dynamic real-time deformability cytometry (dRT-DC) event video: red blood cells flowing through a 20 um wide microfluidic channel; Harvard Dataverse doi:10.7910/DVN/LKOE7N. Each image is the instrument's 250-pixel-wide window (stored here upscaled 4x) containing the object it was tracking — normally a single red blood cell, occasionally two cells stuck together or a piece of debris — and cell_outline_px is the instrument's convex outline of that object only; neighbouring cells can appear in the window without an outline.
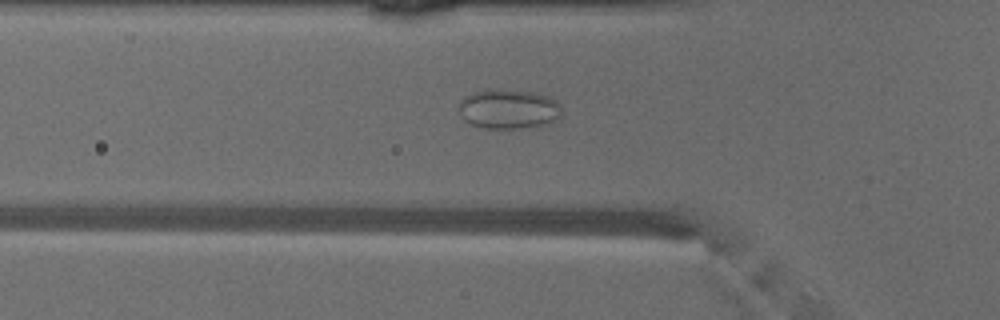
{"species": "common noctule bat (a hibernating species)", "species_latin": "Nyctalus noctula", "temperature_condition": "warm", "stored_images_in_passage": 47, "camera_frame_rate_fps": 3000, "um_per_image_px": 0.085, "animal": {"sex": "male", "body_mass_g": 18.8}, "frame": {"image": 1, "passage_image": 15, "time_ms": 4.667, "image_size_px": [1000, 320], "cell_outline_px": [[560, 120], [536, 128], [484, 128], [472, 124], [464, 120], [460, 112], [460, 104], [464, 96], [472, 92], [488, 88], [496, 88], [536, 92], [548, 96], [556, 100], [560, 104]], "centroid_in_image_um": [43.28, 9.26], "position_along_channel_um": 82.5, "area_um2": 24.33}}
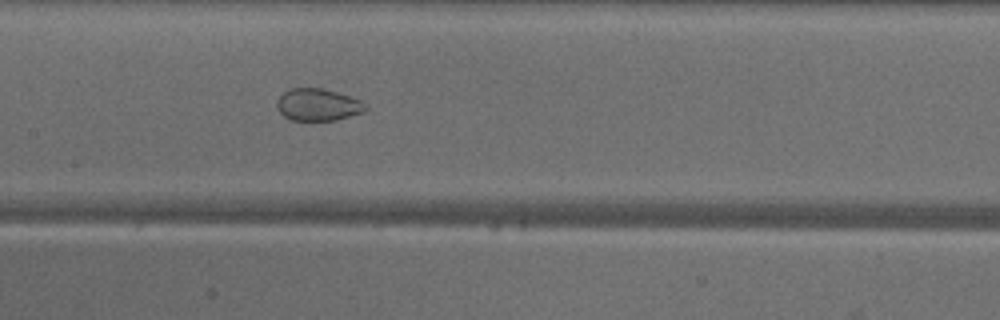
{"frame": {"image": 2, "passage_image": 22, "time_ms": 7.0, "image_size_px": [1000, 320], "cell_outline_px": [[368, 108], [364, 112], [336, 120], [292, 120], [284, 116], [280, 112], [276, 104], [276, 100], [288, 88], [324, 88], [360, 100], [368, 104]], "centroid_in_image_um": [27.03, 8.9], "position_along_channel_um": 180.4, "area_um2": 16.65}}
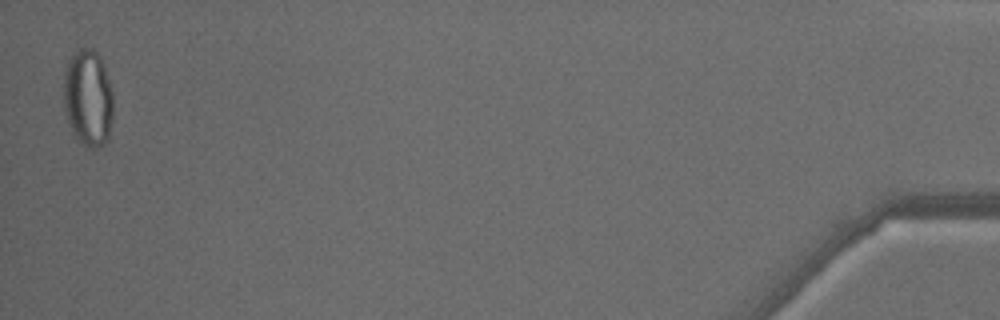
{"frame": {"image": 3, "passage_image": 47, "time_ms": 15.333, "image_size_px": [1000, 320], "cell_outline_px": [[112, 116], [108, 140], [104, 144], [96, 148], [88, 148], [72, 132], [64, 108], [64, 72], [68, 60], [72, 52], [80, 48], [92, 48], [100, 56], [104, 64], [112, 92]], "centroid_in_image_um": [7.48, 8.29], "position_along_channel_um": 427.7, "area_um2": 28.09}, "authors_computed_cell_mechanics": {"area_um2": 24.3338, "velocity_mm_per_s": 4.1445, "shape_relaxation_time_tau1_ms": null, "shape_relaxation_time_tau2_ms": 1.4104, "deformation_change_tau1": null, "deformation_change_tau2": 0.0641}}